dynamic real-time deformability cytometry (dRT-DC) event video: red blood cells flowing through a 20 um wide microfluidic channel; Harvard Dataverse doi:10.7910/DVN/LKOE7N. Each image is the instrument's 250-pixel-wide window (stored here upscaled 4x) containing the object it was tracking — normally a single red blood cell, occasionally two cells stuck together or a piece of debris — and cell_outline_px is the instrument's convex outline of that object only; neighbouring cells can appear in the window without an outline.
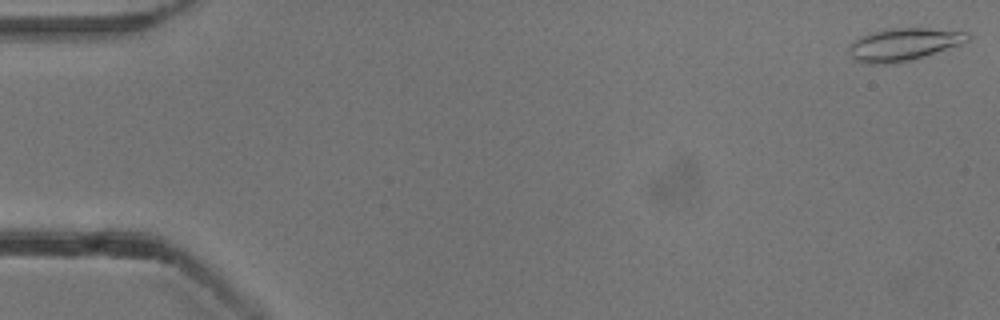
{"species": "common noctule bat (a hibernating species)", "species_latin": "Nyctalus noctula", "temperature_condition": "cold", "stored_images_in_passage": 53, "camera_frame_rate_fps": 3000, "um_per_image_px": 0.085, "animal": {"sex": "male", "body_mass_g": 13.3}, "frame": {"image": 1, "passage_image": 1, "time_ms": 0.0, "image_size_px": [1000, 320], "cell_outline_px": [[972, 36], [968, 40], [960, 44], [912, 60], [896, 64], [868, 64], [856, 60], [852, 56], [848, 48], [852, 40], [860, 36], [872, 32], [888, 28], [928, 28], [968, 32]], "centroid_in_image_um": [76.78, 3.77], "position_along_channel_um": 8.2, "area_um2": 22.6}}
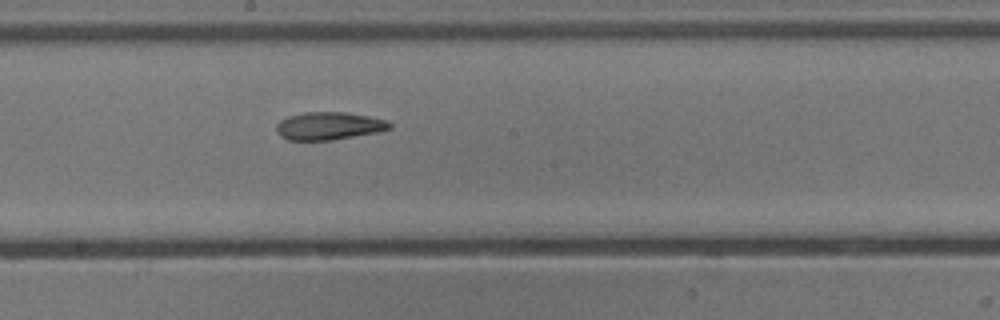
{"frame": {"image": 2, "passage_image": 29, "time_ms": 9.333, "image_size_px": [1000, 320], "cell_outline_px": [[392, 128], [376, 132], [332, 140], [288, 140], [280, 136], [276, 132], [276, 124], [280, 120], [288, 116], [304, 112], [344, 112], [368, 116], [388, 120], [392, 124]], "centroid_in_image_um": [27.93, 10.7], "position_along_channel_um": 220.3, "area_um2": 18.38}}
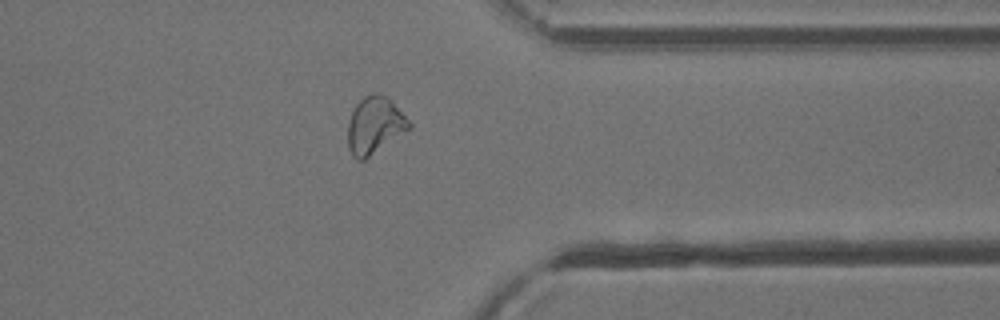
{"frame": {"image": 3, "passage_image": 42, "time_ms": 13.667, "image_size_px": [1000, 320], "cell_outline_px": [[412, 128], [364, 160], [356, 160], [352, 156], [348, 148], [348, 120], [356, 104], [364, 96], [376, 92], [388, 96], [392, 100], [412, 124]], "centroid_in_image_um": [31.86, 10.65], "position_along_channel_um": 379.5, "area_um2": 20.58}, "authors_computed_cell_mechanics": {"area_um2": 20.0566, "velocity_mm_per_s": 3.866, "shape_relaxation_time_tau1_ms": null, "shape_relaxation_time_tau2_ms": 5.3659, "deformation_change_tau1": null, "deformation_change_tau2": 0.1281}}